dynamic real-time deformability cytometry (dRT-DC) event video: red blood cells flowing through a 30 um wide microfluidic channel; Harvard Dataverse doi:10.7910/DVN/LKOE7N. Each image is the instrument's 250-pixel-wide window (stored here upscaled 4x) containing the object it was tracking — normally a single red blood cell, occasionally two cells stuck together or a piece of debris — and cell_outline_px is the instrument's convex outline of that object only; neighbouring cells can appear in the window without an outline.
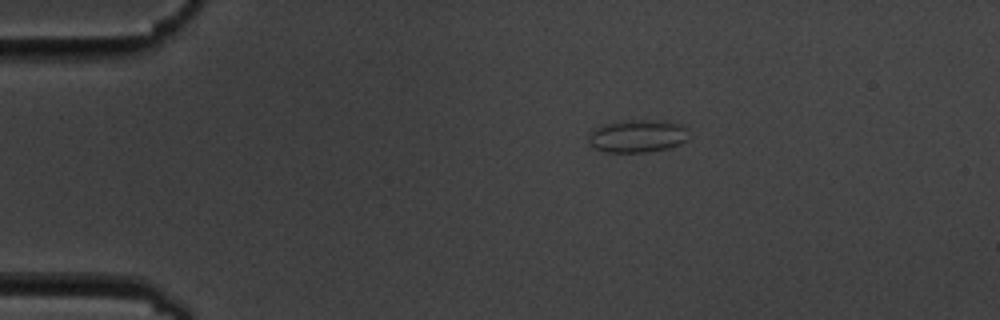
{"species": "common noctule bat (a hibernating species)", "species_latin": "Nyctalus noctula", "temperature_condition": "cold", "stored_images_in_passage": 4, "camera_frame_rate_fps": 3000, "um_per_image_px": 0.085, "animal": {"sex": "male", "body_mass_g": 19.5, "forearm_length_mm": 54.6}, "frame": {"image": 1, "passage_image": 1, "time_ms": 0.0, "image_size_px": [1000, 320], "cell_outline_px": [[688, 140], [680, 144], [668, 148], [644, 152], [604, 152], [596, 148], [588, 140], [588, 136], [600, 124], [640, 120], [664, 120], [680, 124], [684, 128]], "centroid_in_image_um": [54.19, 11.57], "position_along_channel_um": 30.8, "area_um2": 18.84}}
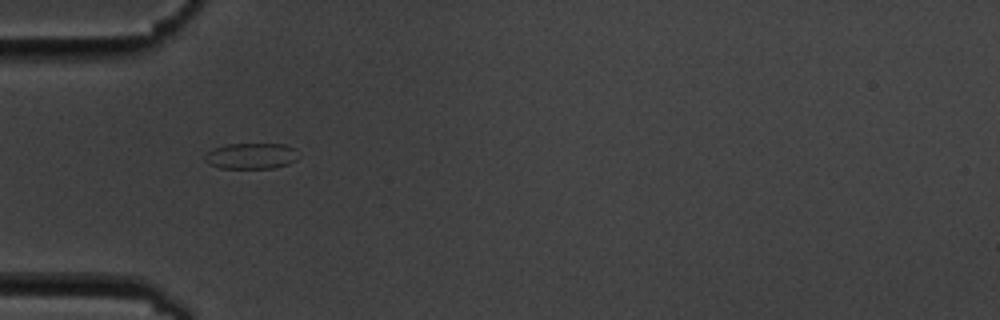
{"frame": {"image": 2, "passage_image": 3, "time_ms": 2.333, "image_size_px": [1000, 320], "cell_outline_px": [[300, 156], [296, 160], [288, 164], [272, 168], [220, 168], [208, 164], [204, 160], [204, 156], [212, 148], [224, 144], [284, 144], [296, 148]], "centroid_in_image_um": [21.36, 13.25], "position_along_channel_um": 63.6, "area_um2": 14.39}}
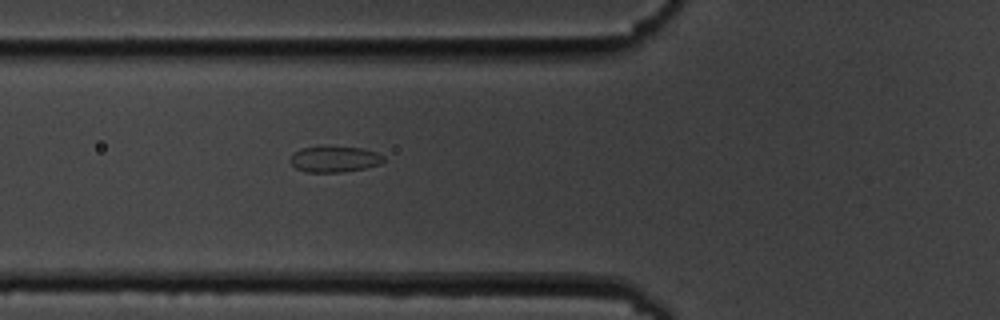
{"frame": {"image": 3, "passage_image": 4, "time_ms": 3.333, "image_size_px": [1000, 320], "cell_outline_px": [[384, 160], [380, 164], [364, 168], [344, 172], [304, 172], [296, 168], [288, 160], [292, 152], [300, 148], [360, 148], [376, 152], [384, 156]], "centroid_in_image_um": [28.39, 13.55], "position_along_channel_um": 97.4, "area_um2": 13.87}}